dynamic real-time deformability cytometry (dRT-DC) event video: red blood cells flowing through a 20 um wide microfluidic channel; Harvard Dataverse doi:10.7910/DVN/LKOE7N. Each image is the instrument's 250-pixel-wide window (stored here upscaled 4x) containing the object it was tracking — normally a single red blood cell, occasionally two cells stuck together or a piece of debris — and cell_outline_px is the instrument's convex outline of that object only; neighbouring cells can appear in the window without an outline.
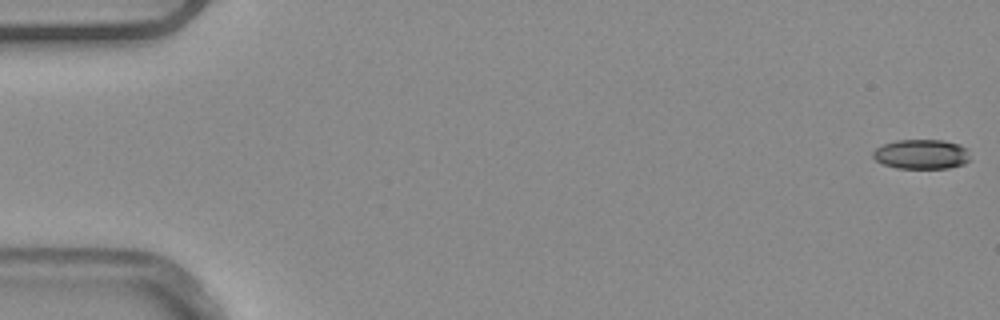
{"species": "common noctule bat (a hibernating species)", "species_latin": "Nyctalus noctula", "temperature_condition": "warm", "stored_images_in_passage": 53, "camera_frame_rate_fps": 3000, "um_per_image_px": 0.085, "animal": {"sex": "male", "body_mass_g": 20.4}, "frame": {"image": 1, "passage_image": 1, "time_ms": 0.0, "image_size_px": [1000, 320], "cell_outline_px": [[968, 160], [964, 164], [948, 168], [896, 168], [884, 164], [876, 160], [872, 156], [872, 152], [876, 148], [884, 144], [896, 140], [944, 140], [960, 144], [968, 148]], "centroid_in_image_um": [78.33, 13.1], "position_along_channel_um": 6.7, "area_um2": 16.82}}
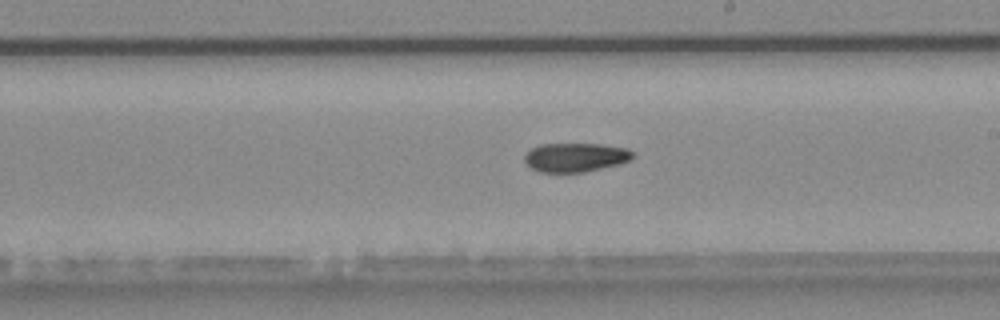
{"frame": {"image": 2, "passage_image": 31, "time_ms": 10.0, "image_size_px": [1000, 320], "cell_outline_px": [[636, 156], [620, 164], [584, 172], [540, 172], [532, 168], [524, 160], [524, 156], [532, 148], [540, 144], [600, 144], [628, 148], [636, 152]], "centroid_in_image_um": [48.97, 13.37], "position_along_channel_um": 240.0, "area_um2": 18.32}}
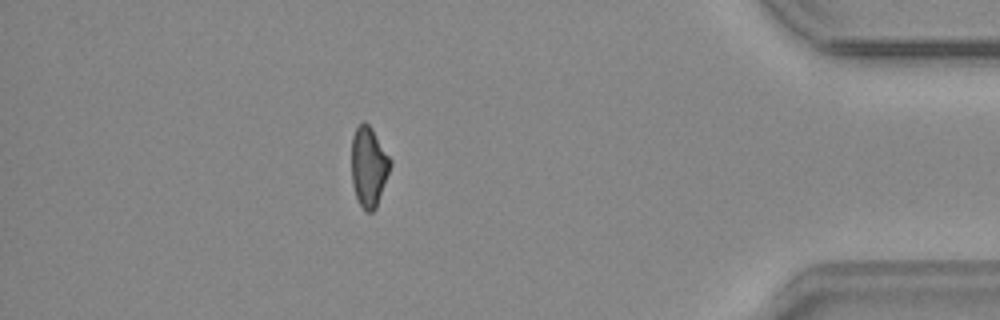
{"frame": {"image": 3, "passage_image": 47, "time_ms": 15.333, "image_size_px": [1000, 320], "cell_outline_px": [[392, 164], [376, 208], [372, 212], [368, 212], [356, 200], [352, 184], [352, 136], [356, 128], [364, 120], [372, 128], [392, 160]], "centroid_in_image_um": [31.35, 14.16], "position_along_channel_um": 403.9, "area_um2": 18.15}}